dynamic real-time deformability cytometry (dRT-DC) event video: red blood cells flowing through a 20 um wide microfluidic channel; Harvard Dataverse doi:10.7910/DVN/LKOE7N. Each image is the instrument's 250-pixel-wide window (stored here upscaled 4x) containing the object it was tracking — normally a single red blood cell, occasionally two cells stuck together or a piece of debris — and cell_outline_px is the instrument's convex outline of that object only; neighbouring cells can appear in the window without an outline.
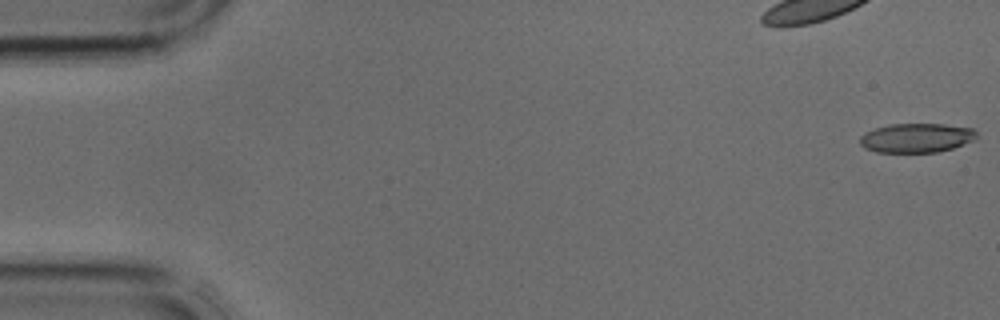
{"species": "common noctule bat (a hibernating species)", "species_latin": "Nyctalus noctula", "temperature_condition": "cold", "stored_images_in_passage": 4, "camera_frame_rate_fps": 3000, "um_per_image_px": 0.085, "animal": {"sex": "male", "body_mass_g": 17.9, "forearm_length_mm": 54.2}, "frame": {"image": 1, "passage_image": 1, "time_ms": 0.0, "image_size_px": [1000, 320], "cell_outline_px": [[976, 140], [952, 148], [936, 152], [876, 152], [864, 148], [860, 144], [860, 136], [876, 128], [892, 124], [944, 124], [972, 128], [976, 132]], "centroid_in_image_um": [77.92, 11.72], "position_along_channel_um": 7.1, "area_um2": 19.77}}
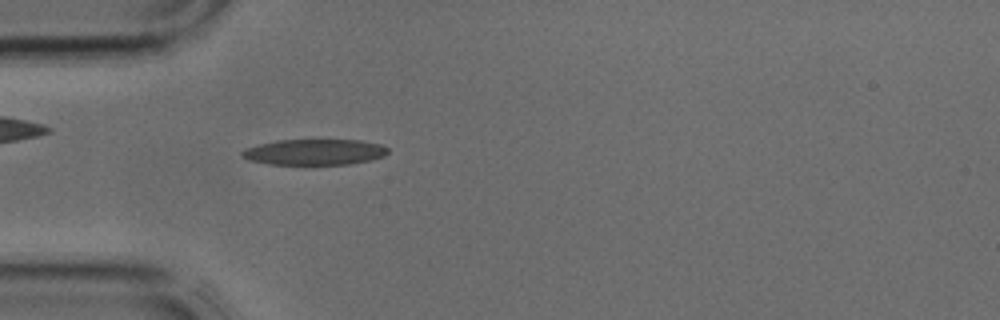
{"frame": {"image": 2, "passage_image": 4, "time_ms": 1.0, "image_size_px": [1000, 320], "cell_outline_px": [[388, 152], [384, 156], [368, 160], [348, 164], [268, 164], [248, 160], [240, 156], [240, 152], [244, 148], [276, 140], [360, 140], [380, 144], [388, 148]], "centroid_in_image_um": [26.68, 12.92], "position_along_channel_um": 58.3, "area_um2": 21.91}}